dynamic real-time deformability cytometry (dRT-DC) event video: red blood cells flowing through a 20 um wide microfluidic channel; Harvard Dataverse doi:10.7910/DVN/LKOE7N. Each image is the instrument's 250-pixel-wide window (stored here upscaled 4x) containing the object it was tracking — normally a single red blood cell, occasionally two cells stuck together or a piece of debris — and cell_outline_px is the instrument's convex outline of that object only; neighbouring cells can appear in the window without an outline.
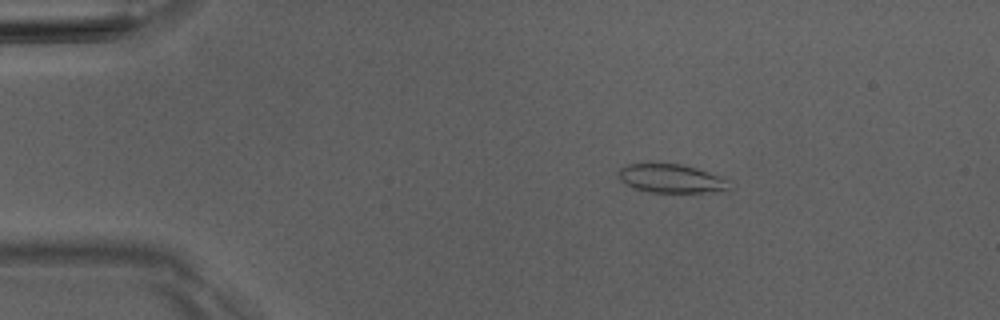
{"species": "Egyptian fruit bat (a non-hibernating species)", "species_latin": "Rousettus aegyptiacus", "temperature_condition": "room temperature", "stored_images_in_passage": 2, "camera_frame_rate_fps": 3000, "um_per_image_px": 0.085, "animal": {"sex": "male"}, "frame": {"image": 1, "passage_image": 1, "time_ms": 0.0, "image_size_px": [1000, 320], "cell_outline_px": [[732, 192], [648, 192], [636, 188], [620, 180], [616, 172], [620, 168], [628, 164], [680, 164], [696, 168], [732, 180]], "centroid_in_image_um": [57.17, 15.19], "position_along_channel_um": 27.8, "area_um2": 18.79}}